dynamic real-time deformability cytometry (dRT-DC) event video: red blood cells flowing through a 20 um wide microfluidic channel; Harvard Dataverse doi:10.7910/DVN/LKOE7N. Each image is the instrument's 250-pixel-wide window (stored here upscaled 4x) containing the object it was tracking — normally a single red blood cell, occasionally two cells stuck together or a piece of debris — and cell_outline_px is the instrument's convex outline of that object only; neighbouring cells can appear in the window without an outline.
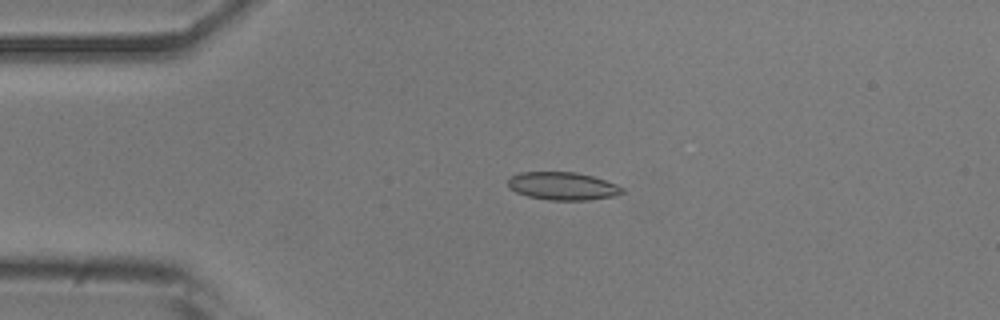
{"species": "common noctule bat (a hibernating species)", "species_latin": "Nyctalus noctula", "temperature_condition": "room temperature", "stored_images_in_passage": 4, "camera_frame_rate_fps": 3000, "um_per_image_px": 0.085, "animal": {"sex": "male", "body_mass_g": 20.5, "forearm_length_mm": 52.5}, "frame": {"image": 1, "passage_image": 4, "time_ms": 1.0, "image_size_px": [1000, 320], "cell_outline_px": [[624, 192], [612, 196], [588, 200], [548, 200], [528, 196], [516, 192], [508, 188], [508, 180], [512, 176], [520, 172], [576, 172], [592, 176], [616, 184], [624, 188]], "centroid_in_image_um": [47.81, 15.81], "position_along_channel_um": 37.2, "area_um2": 18.5}}